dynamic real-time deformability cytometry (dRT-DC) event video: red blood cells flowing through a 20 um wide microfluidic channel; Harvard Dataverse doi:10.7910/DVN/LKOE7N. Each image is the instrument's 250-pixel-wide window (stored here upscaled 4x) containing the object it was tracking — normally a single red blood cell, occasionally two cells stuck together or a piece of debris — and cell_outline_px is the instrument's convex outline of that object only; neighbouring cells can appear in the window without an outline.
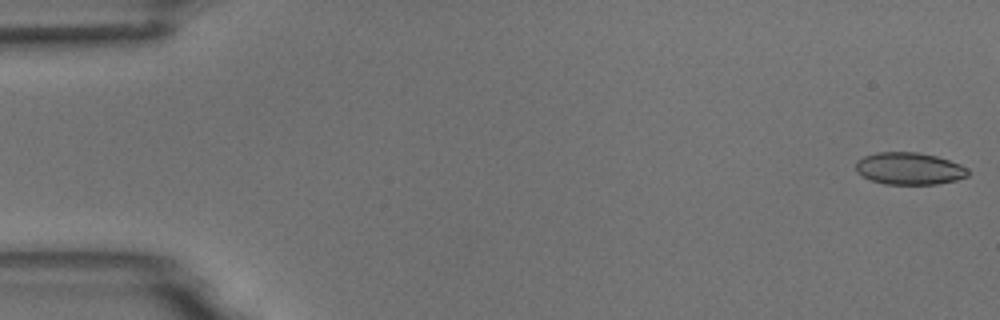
{"species": "common noctule bat (a hibernating species)", "species_latin": "Nyctalus noctula", "temperature_condition": "room temperature", "stored_images_in_passage": 4, "camera_frame_rate_fps": 3000, "um_per_image_px": 0.085, "animal": {"sex": "male", "body_mass_g": 18.8}, "frame": {"image": 1, "passage_image": 1, "time_ms": 0.0, "image_size_px": [1000, 320], "cell_outline_px": [[968, 176], [956, 180], [936, 184], [884, 184], [872, 180], [856, 172], [856, 160], [864, 156], [876, 152], [916, 152], [936, 156], [960, 164], [968, 168]], "centroid_in_image_um": [77.28, 14.32], "position_along_channel_um": 7.7, "area_um2": 20.98}}
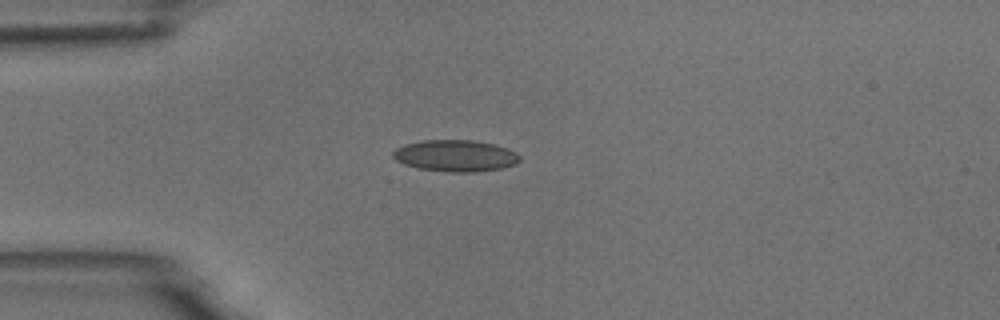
{"frame": {"image": 2, "passage_image": 4, "time_ms": 4.333, "image_size_px": [1000, 320], "cell_outline_px": [[520, 160], [516, 164], [500, 168], [472, 172], [452, 172], [416, 168], [404, 164], [396, 160], [392, 156], [392, 152], [396, 148], [404, 144], [424, 140], [472, 140], [492, 144], [508, 148], [516, 152], [520, 156]], "centroid_in_image_um": [38.69, 13.23], "position_along_channel_um": 46.3, "area_um2": 23.29}}